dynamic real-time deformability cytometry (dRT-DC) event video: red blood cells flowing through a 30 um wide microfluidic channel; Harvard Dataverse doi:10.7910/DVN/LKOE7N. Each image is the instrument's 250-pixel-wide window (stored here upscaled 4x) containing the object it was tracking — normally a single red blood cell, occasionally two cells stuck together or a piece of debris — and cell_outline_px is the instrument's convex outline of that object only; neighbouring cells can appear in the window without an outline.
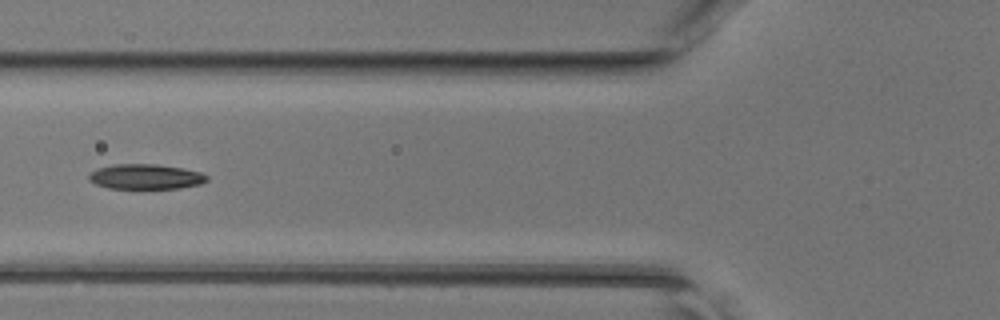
{"species": "common noctule bat (a hibernating species)", "species_latin": "Nyctalus noctula", "temperature_condition": "room temperature", "stored_images_in_passage": 44, "segment_of_instrument_passage": [2, 2], "camera_frame_rate_fps": 3000, "um_per_image_px": 0.085, "animal": {"sex": "female", "body_mass_g": 17.0, "forearm_length_mm": 48.0}, "frame": {"image": 1, "passage_image": 17, "time_ms": 5.333, "image_size_px": [1000, 320], "cell_outline_px": [[208, 180], [200, 184], [180, 188], [108, 188], [96, 184], [88, 180], [88, 176], [96, 168], [112, 164], [156, 164], [184, 168], [200, 172], [208, 176]], "centroid_in_image_um": [12.37, 15.01], "position_along_channel_um": 113.4, "area_um2": 17.28}}
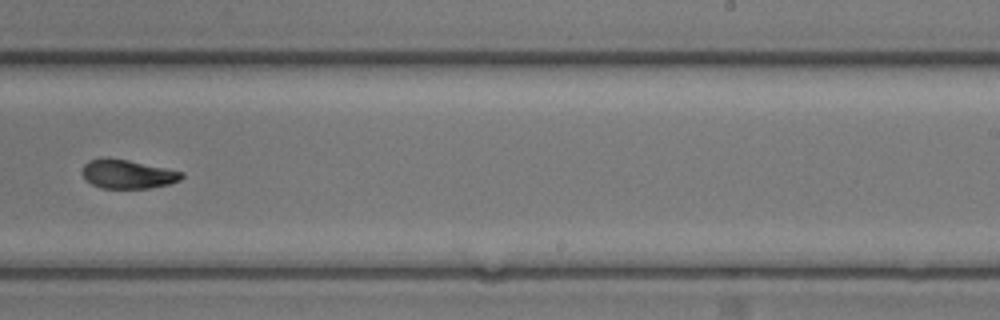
{"frame": {"image": 2, "passage_image": 28, "time_ms": 9.0, "image_size_px": [1000, 320], "cell_outline_px": [[184, 176], [180, 180], [168, 184], [148, 188], [100, 188], [84, 180], [84, 164], [88, 160], [100, 156], [108, 156], [128, 160], [184, 172]], "centroid_in_image_um": [10.81, 14.78], "position_along_channel_um": 278.2, "area_um2": 16.88}}
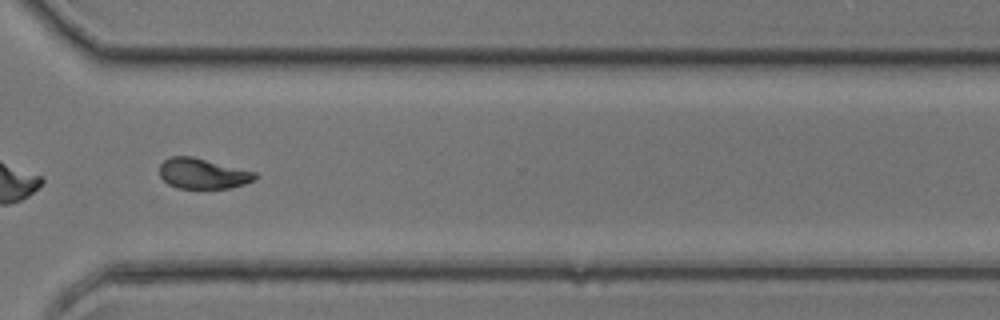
{"frame": {"image": 3, "passage_image": 33, "time_ms": 10.667, "image_size_px": [1000, 320], "cell_outline_px": [[260, 176], [244, 184], [228, 188], [176, 188], [168, 184], [160, 176], [160, 164], [164, 160], [172, 156], [192, 156], [256, 172]], "centroid_in_image_um": [17.23, 14.75], "position_along_channel_um": 353.4, "area_um2": 16.88}}